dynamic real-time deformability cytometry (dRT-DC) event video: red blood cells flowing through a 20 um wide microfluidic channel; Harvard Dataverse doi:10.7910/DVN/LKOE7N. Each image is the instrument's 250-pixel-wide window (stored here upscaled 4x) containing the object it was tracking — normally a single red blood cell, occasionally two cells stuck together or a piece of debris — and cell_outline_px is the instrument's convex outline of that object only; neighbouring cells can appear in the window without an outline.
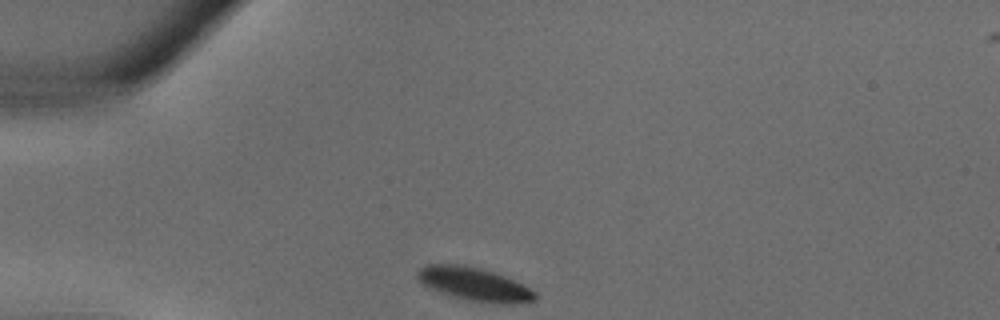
{"species": "common noctule bat (a hibernating species)", "species_latin": "Nyctalus noctula", "temperature_condition": "warm", "stored_images_in_passage": 28, "camera_frame_rate_fps": 3000, "um_per_image_px": 0.085, "animal": {"sex": "male", "body_mass_g": 18.8}, "frame": {"image": 1, "passage_image": 1, "time_ms": 0.0, "image_size_px": [1000, 320], "cell_outline_px": [[536, 300], [516, 304], [492, 304], [468, 300], [440, 292], [428, 288], [416, 276], [416, 272], [420, 268], [428, 264], [456, 264], [480, 268], [504, 276], [536, 292]], "centroid_in_image_um": [40.31, 24.17], "position_along_channel_um": 44.7, "area_um2": 22.66}}
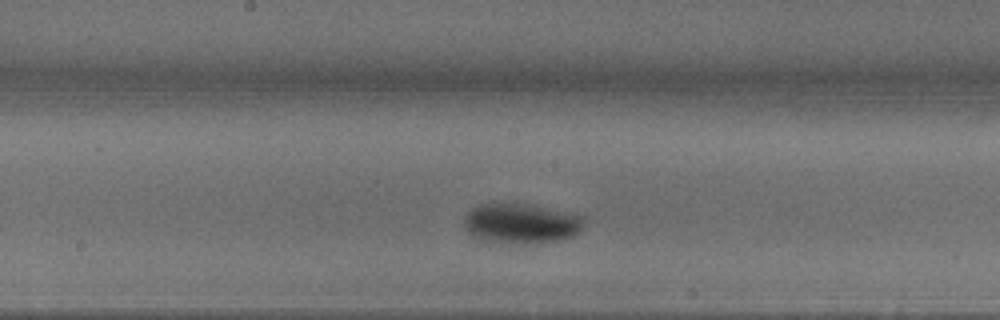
{"frame": {"image": 2, "passage_image": 11, "time_ms": 3.333, "image_size_px": [1000, 320], "cell_outline_px": [[584, 220], [580, 232], [572, 236], [560, 240], [504, 244], [500, 244], [484, 240], [472, 232], [464, 224], [464, 220], [468, 212], [472, 208], [480, 204], [532, 204], [584, 216]], "centroid_in_image_um": [44.34, 18.98], "position_along_channel_um": 203.9, "area_um2": 27.51}}
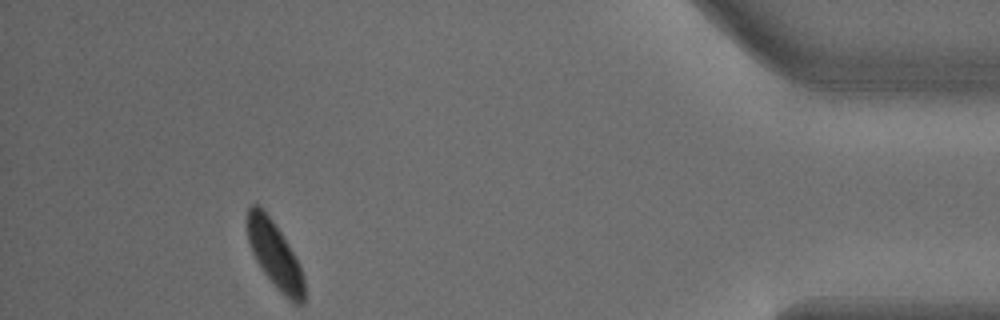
{"frame": {"image": 3, "passage_image": 25, "time_ms": 8.0, "image_size_px": [1000, 320], "cell_outline_px": [[304, 304], [296, 304], [288, 300], [280, 292], [264, 272], [256, 260], [252, 252], [248, 240], [244, 220], [248, 208], [252, 204], [256, 204], [272, 220], [288, 244], [300, 264], [304, 276]], "centroid_in_image_um": [23.34, 21.67], "position_along_channel_um": 411.9, "area_um2": 22.08}}